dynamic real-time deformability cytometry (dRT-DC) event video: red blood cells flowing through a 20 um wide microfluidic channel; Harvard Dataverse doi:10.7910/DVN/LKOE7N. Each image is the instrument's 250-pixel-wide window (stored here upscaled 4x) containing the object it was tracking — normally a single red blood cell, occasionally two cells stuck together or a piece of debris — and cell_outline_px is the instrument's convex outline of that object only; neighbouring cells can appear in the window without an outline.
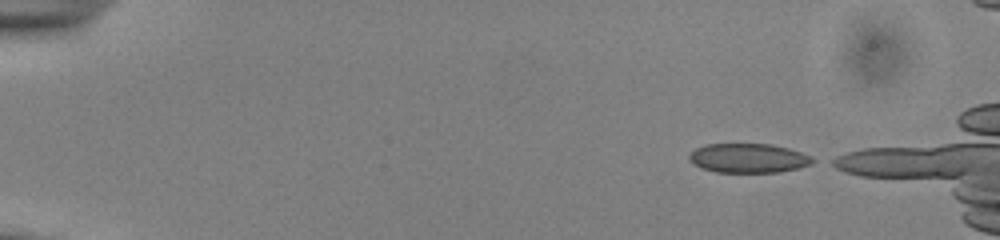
{"species": "common noctule bat (a hibernating species)", "species_latin": "Nyctalus noctula", "temperature_condition": "cold", "stored_images_in_passage": 16, "camera_frame_rate_fps": 3000, "um_per_image_px": 0.085, "animal": {"sex": "male", "body_mass_g": 13.0, "forearm_length_mm": 53.1}, "frame": {"image": 1, "passage_image": 1, "time_ms": 0.0, "image_size_px": [1000, 240], "cell_outline_px": [[820, 160], [812, 164], [800, 168], [780, 172], [716, 172], [700, 168], [692, 164], [688, 160], [688, 156], [696, 148], [704, 144], [772, 144], [788, 148], [812, 156]], "centroid_in_image_um": [63.64, 13.45], "position_along_channel_um": 21.4, "area_um2": 21.44}}
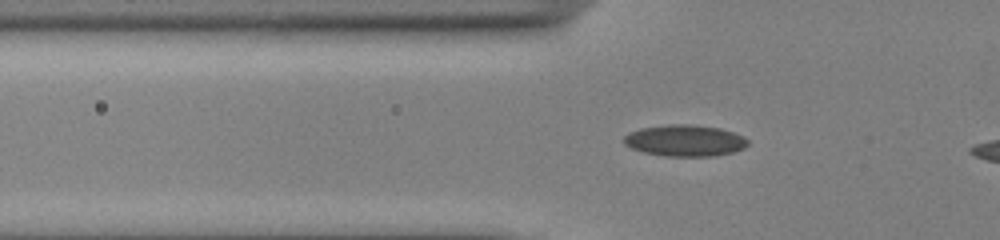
{"frame": {"image": 2, "passage_image": 13, "time_ms": 4.0, "image_size_px": [1000, 240], "cell_outline_px": [[748, 144], [744, 148], [732, 152], [712, 156], [664, 156], [644, 152], [632, 148], [624, 144], [624, 136], [628, 132], [640, 128], [672, 124], [692, 124], [720, 128], [744, 136], [748, 140]], "centroid_in_image_um": [58.21, 11.94], "position_along_channel_um": 67.6, "area_um2": 22.72}}